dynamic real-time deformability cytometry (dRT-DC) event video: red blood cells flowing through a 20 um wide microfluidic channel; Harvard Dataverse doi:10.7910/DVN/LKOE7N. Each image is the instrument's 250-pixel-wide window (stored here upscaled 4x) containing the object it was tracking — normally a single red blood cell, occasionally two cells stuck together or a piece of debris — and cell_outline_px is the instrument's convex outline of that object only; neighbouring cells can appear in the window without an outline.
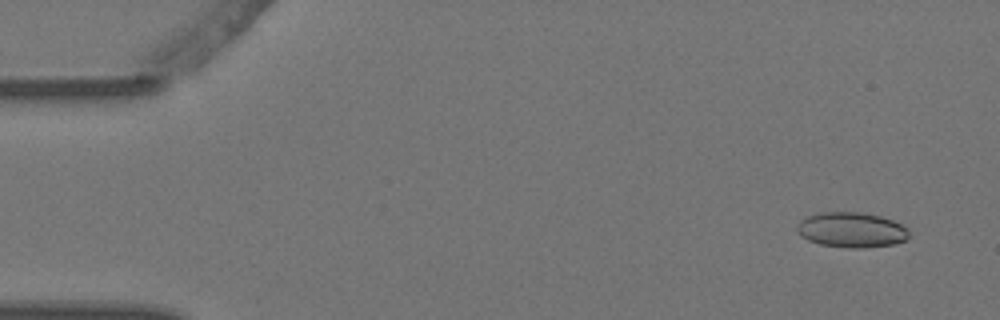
{"species": "Egyptian fruit bat (a non-hibernating species)", "species_latin": "Rousettus aegyptiacus", "temperature_condition": "warm", "stored_images_in_passage": 5, "camera_frame_rate_fps": 3000, "um_per_image_px": 0.085, "animal": {"sex": "female"}, "frame": {"image": 1, "passage_image": 1, "time_ms": 0.0, "image_size_px": [1000, 320], "cell_outline_px": [[908, 240], [896, 244], [864, 248], [848, 248], [820, 244], [808, 240], [800, 236], [796, 232], [796, 228], [800, 220], [808, 216], [820, 212], [860, 212], [880, 216], [892, 220], [908, 228]], "centroid_in_image_um": [72.38, 19.55], "position_along_channel_um": 12.6, "area_um2": 23.18}}